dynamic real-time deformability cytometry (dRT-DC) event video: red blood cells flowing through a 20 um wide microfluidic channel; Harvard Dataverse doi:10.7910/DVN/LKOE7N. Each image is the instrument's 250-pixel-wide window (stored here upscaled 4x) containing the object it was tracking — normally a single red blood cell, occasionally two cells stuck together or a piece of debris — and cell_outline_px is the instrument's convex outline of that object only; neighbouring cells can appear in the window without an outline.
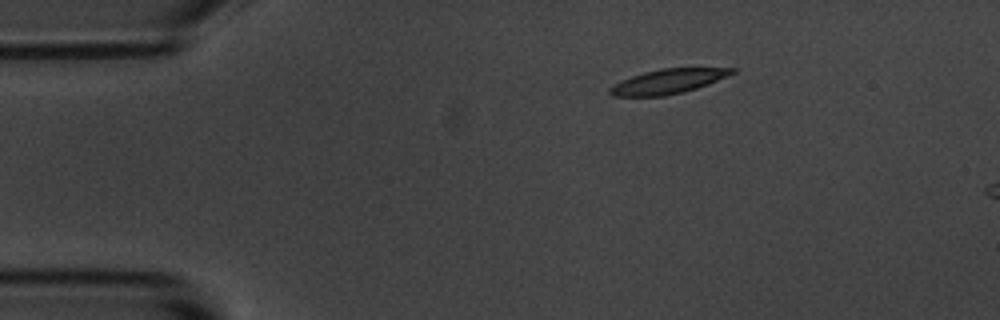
{"species": "common noctule bat (a hibernating species)", "species_latin": "Nyctalus noctula", "temperature_condition": "room temperature", "stored_images_in_passage": 5, "camera_frame_rate_fps": 3000, "um_per_image_px": 0.085, "animal": {"sex": "male", "body_mass_g": 20.1, "forearm_length_mm": 53.5}, "frame": {"image": 1, "passage_image": 3, "time_ms": 3.0, "image_size_px": [1000, 320], "cell_outline_px": [[736, 72], [728, 76], [708, 84], [696, 88], [664, 96], [612, 96], [608, 92], [608, 88], [632, 76], [644, 72], [660, 68], [736, 68]], "centroid_in_image_um": [56.79, 6.91], "position_along_channel_um": 28.2, "area_um2": 17.28}}